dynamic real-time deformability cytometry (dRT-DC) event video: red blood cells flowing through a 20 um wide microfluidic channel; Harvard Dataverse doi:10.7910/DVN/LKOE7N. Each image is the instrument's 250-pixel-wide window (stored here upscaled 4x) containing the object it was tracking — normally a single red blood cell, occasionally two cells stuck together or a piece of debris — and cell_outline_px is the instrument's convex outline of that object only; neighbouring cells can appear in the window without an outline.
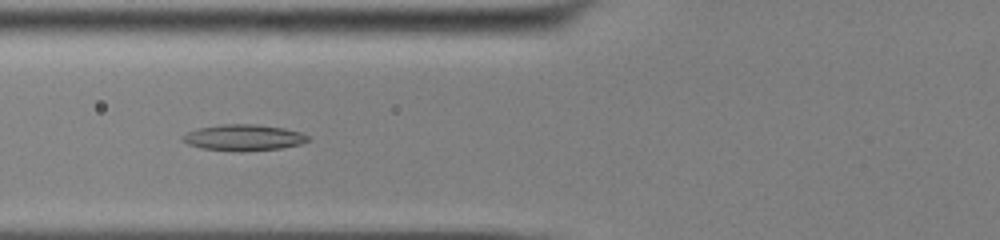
{"species": "common noctule bat (a hibernating species)", "species_latin": "Nyctalus noctula", "temperature_condition": "cold", "stored_images_in_passage": 54, "camera_frame_rate_fps": 3000, "um_per_image_px": 0.085, "animal": {"sex": "male", "body_mass_g": 13.0, "forearm_length_mm": 53.1}, "frame": {"image": 1, "passage_image": 22, "time_ms": 7.0, "image_size_px": [1000, 240], "cell_outline_px": [[312, 140], [300, 144], [280, 148], [200, 148], [188, 144], [180, 140], [180, 136], [196, 128], [224, 124], [256, 124], [284, 128], [300, 132], [308, 136]], "centroid_in_image_um": [20.69, 11.63], "position_along_channel_um": 105.1, "area_um2": 18.15}}
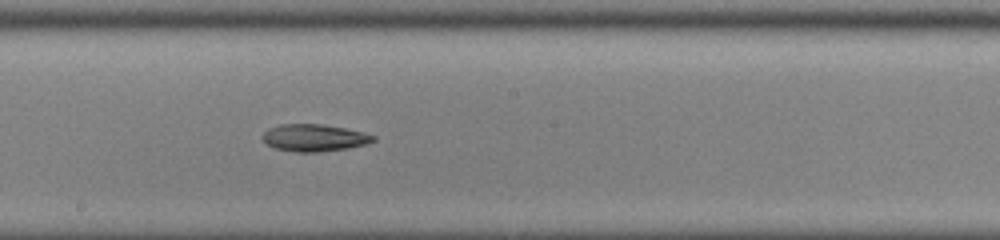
{"frame": {"image": 2, "passage_image": 31, "time_ms": 10.0, "image_size_px": [1000, 240], "cell_outline_px": [[376, 140], [368, 144], [348, 148], [316, 152], [296, 152], [276, 148], [268, 144], [264, 140], [264, 132], [268, 128], [280, 124], [320, 124], [344, 128], [364, 132], [376, 136]], "centroid_in_image_um": [26.76, 11.71], "position_along_channel_um": 221.4, "area_um2": 17.4}}
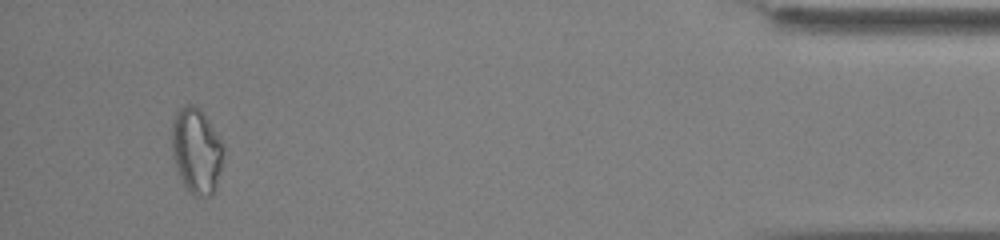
{"frame": {"image": 3, "passage_image": 51, "time_ms": 16.667, "image_size_px": [1000, 240], "cell_outline_px": [[224, 148], [216, 188], [208, 196], [196, 196], [188, 192], [176, 168], [172, 156], [172, 120], [176, 112], [180, 108], [188, 104], [192, 104], [200, 108], [224, 144]], "centroid_in_image_um": [16.68, 12.8], "position_along_channel_um": 418.5, "area_um2": 25.66}, "authors_computed_cell_mechanics": {"area_um2": 20.1433, "velocity_mm_per_s": 3.8806, "shape_relaxation_time_tau1_ms": 11.3829, "shape_relaxation_time_tau2_ms": null, "deformation_change_tau1": 0.2263, "deformation_change_tau2": null}}